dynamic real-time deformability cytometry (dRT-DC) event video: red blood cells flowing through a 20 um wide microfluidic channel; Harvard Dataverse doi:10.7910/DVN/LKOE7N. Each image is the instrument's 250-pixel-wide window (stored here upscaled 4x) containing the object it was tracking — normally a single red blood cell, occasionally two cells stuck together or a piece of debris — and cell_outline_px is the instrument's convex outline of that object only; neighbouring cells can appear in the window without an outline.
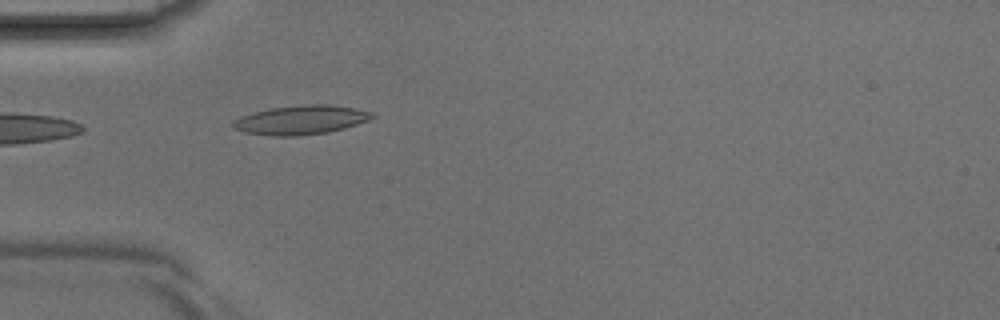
{"species": "Egyptian fruit bat (a non-hibernating species)", "species_latin": "Rousettus aegyptiacus", "temperature_condition": "room temperature", "stored_images_in_passage": 5, "camera_frame_rate_fps": 3000, "um_per_image_px": 0.085, "animal": {"sex": "male"}, "frame": {"image": 1, "passage_image": 5, "time_ms": 1.333, "image_size_px": [1000, 320], "cell_outline_px": [[376, 116], [368, 120], [344, 128], [328, 132], [296, 136], [276, 136], [244, 132], [232, 128], [232, 120], [240, 116], [252, 112], [272, 108], [304, 104], [328, 104], [356, 108], [376, 112]], "centroid_in_image_um": [25.58, 10.18], "position_along_channel_um": 59.4, "area_um2": 23.76}}